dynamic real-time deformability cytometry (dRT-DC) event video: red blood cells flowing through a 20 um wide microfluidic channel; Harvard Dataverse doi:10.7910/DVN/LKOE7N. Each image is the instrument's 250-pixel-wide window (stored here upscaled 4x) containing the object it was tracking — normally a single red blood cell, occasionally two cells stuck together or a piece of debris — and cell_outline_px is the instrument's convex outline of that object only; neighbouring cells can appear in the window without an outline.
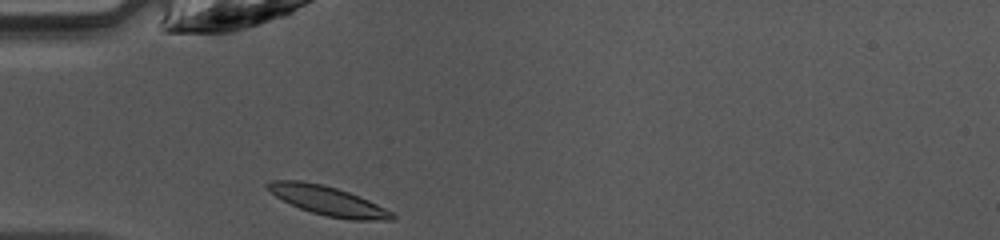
{"species": "common noctule bat (a hibernating species)", "species_latin": "Nyctalus noctula", "temperature_condition": "warm", "stored_images_in_passage": 34, "camera_frame_rate_fps": 3000, "um_per_image_px": 0.085, "animal": {"sex": "female", "body_mass_g": 10.0, "forearm_length_mm": 53.1}, "frame": {"image": 1, "passage_image": 1, "time_ms": 0.0, "image_size_px": [1000, 240], "cell_outline_px": [[396, 220], [352, 220], [324, 216], [300, 208], [276, 196], [264, 188], [264, 184], [272, 180], [300, 180], [320, 184], [336, 188], [360, 196], [392, 212], [396, 216]], "centroid_in_image_um": [27.86, 17.06], "position_along_channel_um": 57.1, "area_um2": 21.1}}
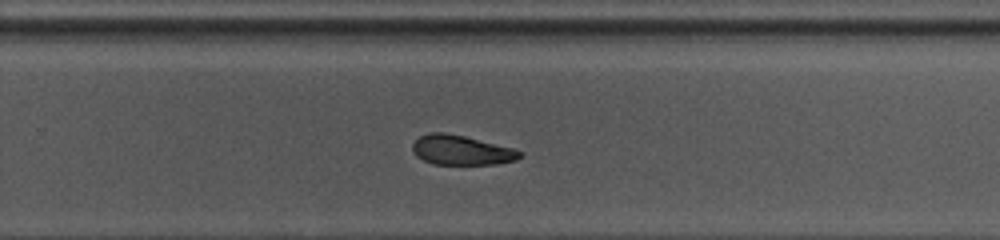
{"frame": {"image": 2, "passage_image": 18, "time_ms": 5.667, "image_size_px": [1000, 240], "cell_outline_px": [[524, 156], [516, 160], [496, 164], [432, 164], [416, 156], [412, 148], [412, 144], [420, 136], [428, 132], [444, 132], [464, 136], [512, 148], [524, 152]], "centroid_in_image_um": [39.22, 12.76], "position_along_channel_um": 290.6, "area_um2": 18.55}}
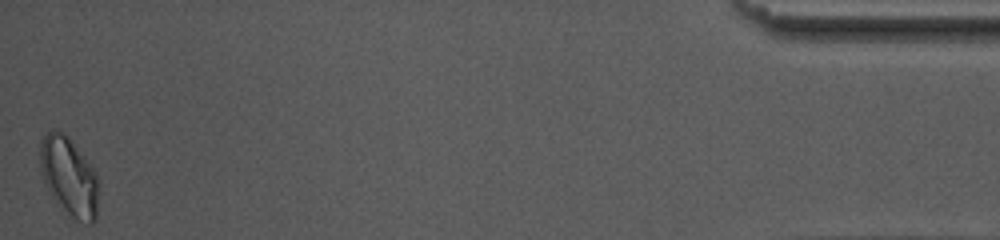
{"frame": {"image": 3, "passage_image": 34, "time_ms": 11.0, "image_size_px": [1000, 240], "cell_outline_px": [[100, 180], [96, 220], [92, 224], [88, 224], [76, 220], [48, 192], [44, 180], [40, 164], [40, 140], [52, 128], [56, 128], [64, 132], [68, 136], [96, 172]], "centroid_in_image_um": [5.9, 14.99], "position_along_channel_um": 429.3, "area_um2": 26.99}, "authors_computed_cell_mechanics": {"area_um2": 19.941, "velocity_mm_per_s": 4.2082, "shape_relaxation_time_tau1_ms": null, "shape_relaxation_time_tau2_ms": 7.1606, "deformation_change_tau1": null, "deformation_change_tau2": 0.1184}}